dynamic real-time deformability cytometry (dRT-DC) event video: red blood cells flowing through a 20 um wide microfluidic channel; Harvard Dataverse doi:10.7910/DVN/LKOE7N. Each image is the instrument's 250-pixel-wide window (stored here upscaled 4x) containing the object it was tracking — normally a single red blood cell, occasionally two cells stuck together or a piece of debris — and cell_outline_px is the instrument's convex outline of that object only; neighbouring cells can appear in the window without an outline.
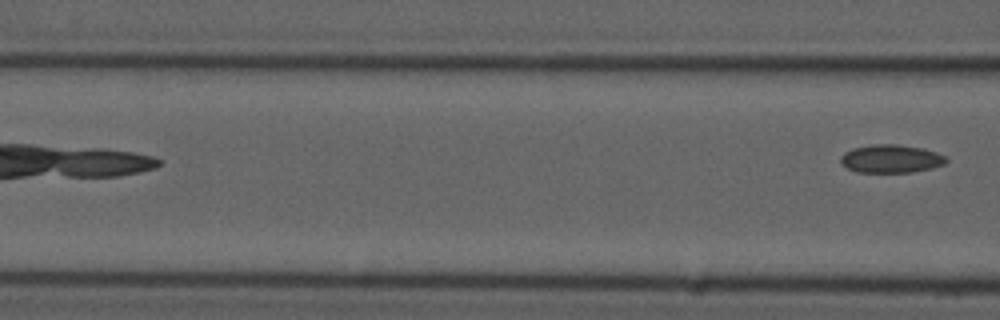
{"species": "common noctule bat (a hibernating species)", "species_latin": "Nyctalus noctula", "temperature_condition": "cold", "stored_images_in_passage": 8, "camera_frame_rate_fps": 3000, "um_per_image_px": 0.085, "animal": {"sex": "male", "forearm_length_mm": 52.5}, "frame": {"image": 1, "passage_image": 8, "time_ms": 8.333, "image_size_px": [1000, 320], "cell_outline_px": [[948, 160], [944, 164], [932, 168], [912, 172], [856, 172], [840, 164], [840, 156], [844, 152], [852, 148], [872, 144], [896, 144], [924, 148], [936, 152], [944, 156]], "centroid_in_image_um": [75.7, 13.49], "position_along_channel_um": 90.9, "area_um2": 17.46}}